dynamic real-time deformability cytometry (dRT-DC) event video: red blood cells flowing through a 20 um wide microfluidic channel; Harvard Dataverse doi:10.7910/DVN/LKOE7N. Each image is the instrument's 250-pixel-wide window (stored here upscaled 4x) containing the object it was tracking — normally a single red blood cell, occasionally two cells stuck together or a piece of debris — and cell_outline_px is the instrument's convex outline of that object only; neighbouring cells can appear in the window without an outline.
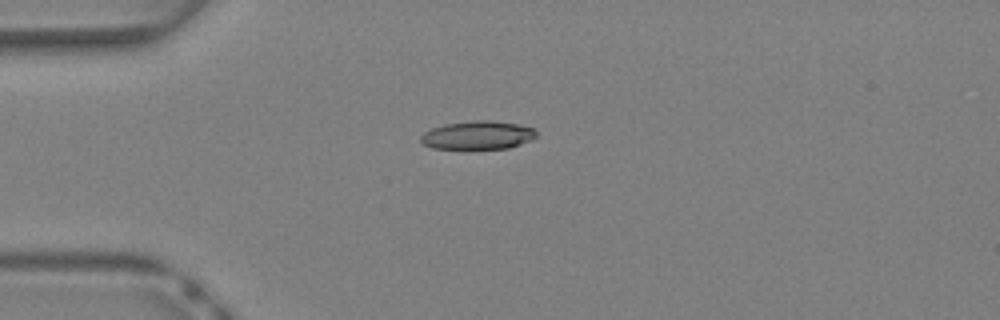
{"species": "Egyptian fruit bat (a non-hibernating species)", "species_latin": "Rousettus aegyptiacus", "temperature_condition": "warm", "stored_images_in_passage": 30, "camera_frame_rate_fps": 3000, "um_per_image_px": 0.085, "animal": {"sex": "female"}, "frame": {"image": 1, "passage_image": 1, "time_ms": 0.0, "image_size_px": [1000, 320], "cell_outline_px": [[536, 136], [532, 140], [508, 148], [432, 148], [424, 144], [420, 140], [420, 136], [424, 132], [432, 128], [444, 124], [476, 120], [492, 120], [516, 124], [532, 128], [536, 132]], "centroid_in_image_um": [40.59, 11.48], "position_along_channel_um": 44.4, "area_um2": 18.9}}
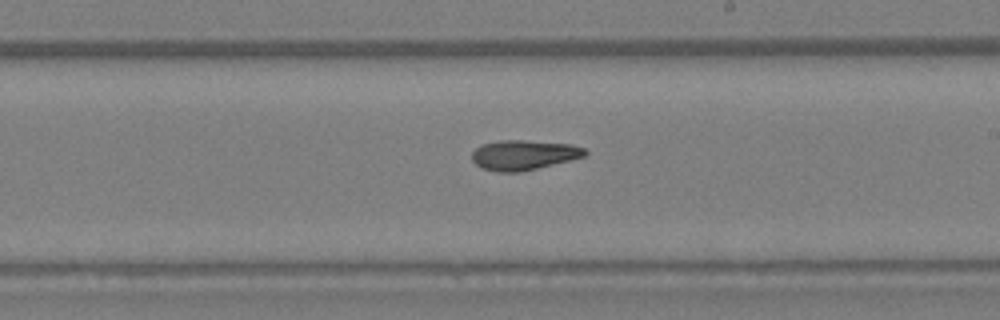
{"frame": {"image": 2, "passage_image": 14, "time_ms": 4.333, "image_size_px": [1000, 320], "cell_outline_px": [[588, 152], [584, 156], [536, 168], [516, 172], [496, 172], [480, 168], [472, 160], [472, 152], [480, 144], [500, 140], [524, 140], [572, 144], [584, 148]], "centroid_in_image_um": [44.46, 13.16], "position_along_channel_um": 244.5, "area_um2": 19.59}}
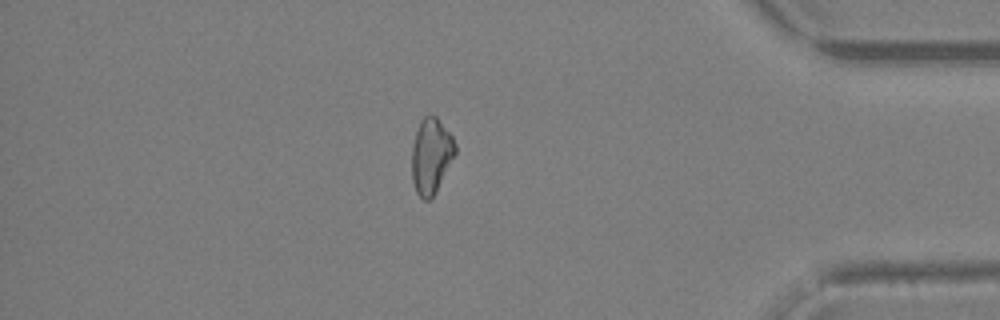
{"frame": {"image": 3, "passage_image": 25, "time_ms": 8.0, "image_size_px": [1000, 320], "cell_outline_px": [[456, 152], [436, 192], [428, 200], [424, 200], [416, 192], [412, 180], [412, 148], [416, 132], [420, 120], [428, 112], [436, 116], [452, 136], [456, 144]], "centroid_in_image_um": [36.64, 13.21], "position_along_channel_um": 398.6, "area_um2": 19.07}}